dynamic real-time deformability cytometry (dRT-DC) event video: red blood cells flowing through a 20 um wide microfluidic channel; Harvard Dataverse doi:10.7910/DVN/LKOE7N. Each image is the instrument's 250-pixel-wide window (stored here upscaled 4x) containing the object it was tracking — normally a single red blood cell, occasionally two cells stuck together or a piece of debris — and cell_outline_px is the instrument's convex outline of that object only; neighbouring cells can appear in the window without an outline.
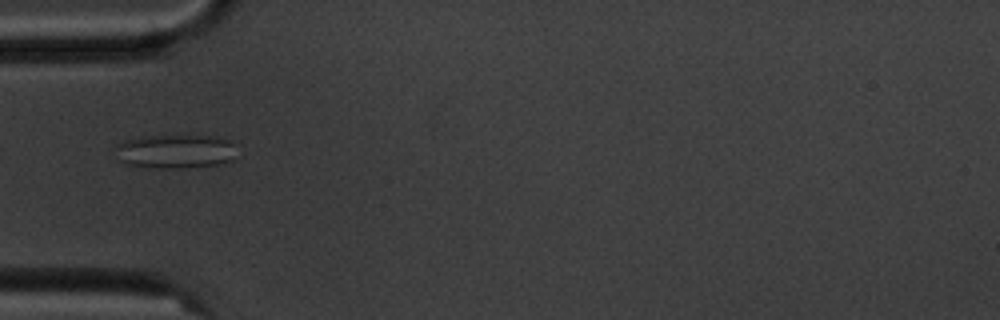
{"species": "common noctule bat (a hibernating species)", "species_latin": "Nyctalus noctula", "temperature_condition": "cold", "stored_images_in_passage": 11, "camera_frame_rate_fps": 3000, "um_per_image_px": 0.085, "animal": {"sex": "male", "body_mass_g": 20.1, "forearm_length_mm": 53.5}, "frame": {"image": 1, "passage_image": 5, "time_ms": 5.333, "image_size_px": [1000, 320], "cell_outline_px": [[232, 160], [224, 164], [184, 168], [156, 168], [124, 164], [120, 160], [112, 148], [116, 144], [124, 140], [140, 136], [208, 136], [228, 140], [232, 144]], "centroid_in_image_um": [14.8, 12.88], "position_along_channel_um": 70.2, "area_um2": 24.04}}
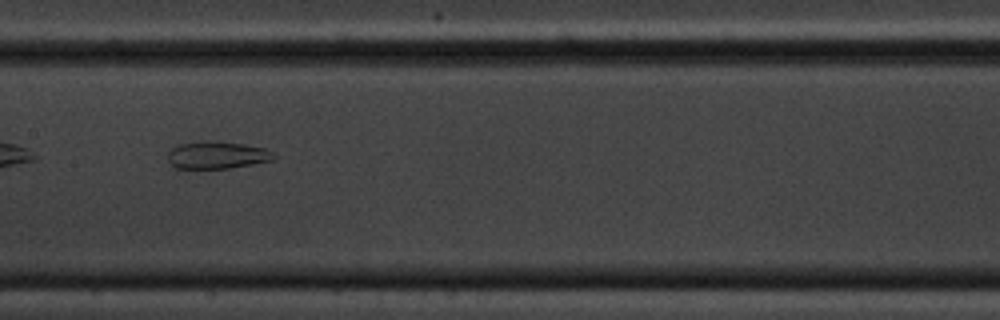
{"frame": {"image": 2, "passage_image": 8, "time_ms": 8.667, "image_size_px": [1000, 320], "cell_outline_px": [[276, 156], [272, 160], [252, 164], [228, 168], [176, 168], [168, 160], [168, 152], [172, 148], [180, 144], [200, 140], [216, 140], [244, 144], [264, 148], [272, 152]], "centroid_in_image_um": [18.43, 13.16], "position_along_channel_um": 189.0, "area_um2": 16.94}}